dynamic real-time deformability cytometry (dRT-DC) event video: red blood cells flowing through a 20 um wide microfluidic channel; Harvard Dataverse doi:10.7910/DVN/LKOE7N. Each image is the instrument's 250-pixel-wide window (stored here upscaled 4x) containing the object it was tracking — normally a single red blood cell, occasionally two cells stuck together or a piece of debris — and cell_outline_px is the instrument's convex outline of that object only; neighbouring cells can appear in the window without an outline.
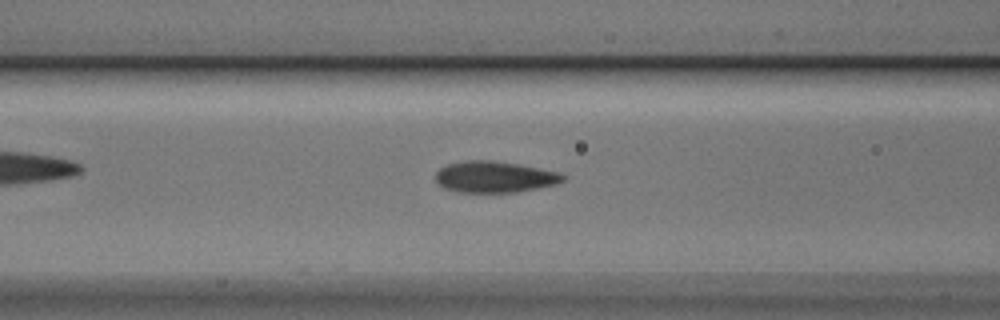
{"species": "Egyptian fruit bat (a non-hibernating species)", "species_latin": "Rousettus aegyptiacus", "temperature_condition": "cold", "stored_images_in_passage": 6, "camera_frame_rate_fps": 3000, "um_per_image_px": 0.085, "animal": {"sex": "male"}, "frame": {"image": 1, "passage_image": 6, "time_ms": 1.667, "image_size_px": [1000, 320], "cell_outline_px": [[568, 176], [564, 180], [556, 184], [516, 192], [456, 192], [444, 188], [436, 180], [436, 172], [440, 168], [448, 164], [468, 160], [492, 160], [540, 168], [560, 172]], "centroid_in_image_um": [42.06, 15.03], "position_along_channel_um": 124.5, "area_um2": 23.18}}